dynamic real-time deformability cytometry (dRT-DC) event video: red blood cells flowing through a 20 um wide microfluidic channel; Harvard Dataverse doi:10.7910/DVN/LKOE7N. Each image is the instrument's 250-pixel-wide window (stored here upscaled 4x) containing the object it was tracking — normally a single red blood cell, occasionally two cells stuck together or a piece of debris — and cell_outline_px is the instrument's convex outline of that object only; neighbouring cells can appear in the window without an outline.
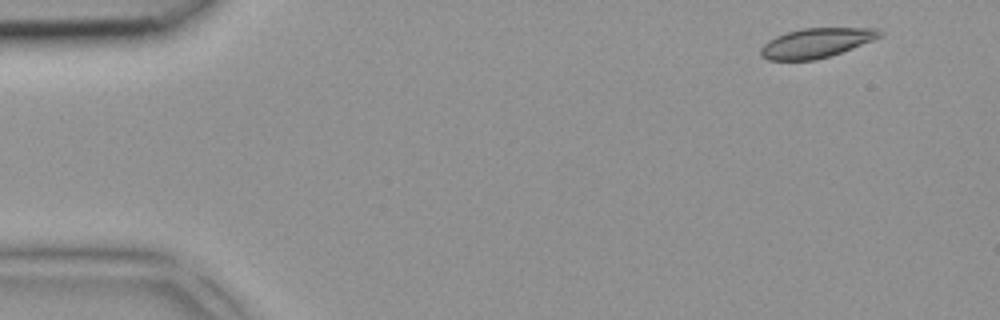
{"species": "common noctule bat (a hibernating species)", "species_latin": "Nyctalus noctula", "temperature_condition": "room temperature", "stored_images_in_passage": 4, "camera_frame_rate_fps": 3000, "um_per_image_px": 0.085, "animal": {"sex": "female", "body_mass_g": 18.4}, "frame": {"image": 1, "passage_image": 1, "time_ms": 0.0, "image_size_px": [1000, 320], "cell_outline_px": [[880, 36], [872, 40], [852, 48], [816, 60], [768, 60], [760, 56], [760, 48], [768, 40], [776, 36], [788, 32], [804, 28], [876, 28], [880, 32]], "centroid_in_image_um": [69.31, 3.65], "position_along_channel_um": 15.7, "area_um2": 20.17}}
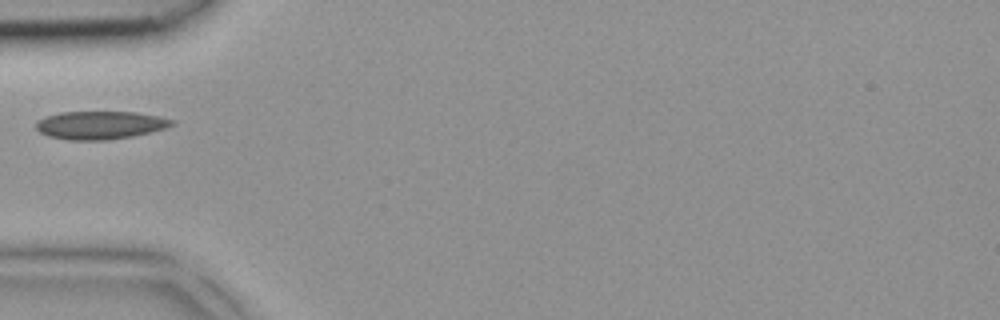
{"frame": {"image": 2, "passage_image": 4, "time_ms": 1.0, "image_size_px": [1000, 320], "cell_outline_px": [[176, 124], [164, 128], [132, 136], [108, 140], [68, 140], [48, 136], [40, 132], [36, 128], [36, 120], [60, 112], [136, 112], [160, 116], [176, 120]], "centroid_in_image_um": [8.52, 10.63], "position_along_channel_um": 76.5, "area_um2": 22.25}}